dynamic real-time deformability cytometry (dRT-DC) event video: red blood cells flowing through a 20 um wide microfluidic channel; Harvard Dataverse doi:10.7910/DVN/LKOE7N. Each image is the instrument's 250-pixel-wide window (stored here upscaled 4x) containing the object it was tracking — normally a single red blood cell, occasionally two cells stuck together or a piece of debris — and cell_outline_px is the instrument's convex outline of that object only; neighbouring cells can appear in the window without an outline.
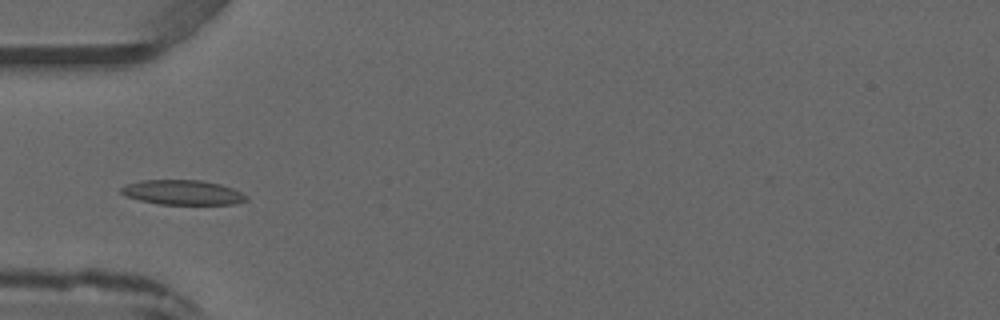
{"species": "common noctule bat (a hibernating species)", "species_latin": "Nyctalus noctula", "temperature_condition": "warm", "stored_images_in_passage": 2, "camera_frame_rate_fps": 3000, "um_per_image_px": 0.085, "animal": {"sex": "male", "forearm_length_mm": 52.5}, "frame": {"image": 1, "passage_image": 2, "time_ms": 1.0, "image_size_px": [1000, 320], "cell_outline_px": [[248, 200], [236, 204], [156, 204], [124, 196], [120, 192], [120, 188], [128, 184], [140, 180], [200, 180], [220, 184], [232, 188], [248, 196]], "centroid_in_image_um": [15.52, 16.36], "position_along_channel_um": 69.5, "area_um2": 18.09}}